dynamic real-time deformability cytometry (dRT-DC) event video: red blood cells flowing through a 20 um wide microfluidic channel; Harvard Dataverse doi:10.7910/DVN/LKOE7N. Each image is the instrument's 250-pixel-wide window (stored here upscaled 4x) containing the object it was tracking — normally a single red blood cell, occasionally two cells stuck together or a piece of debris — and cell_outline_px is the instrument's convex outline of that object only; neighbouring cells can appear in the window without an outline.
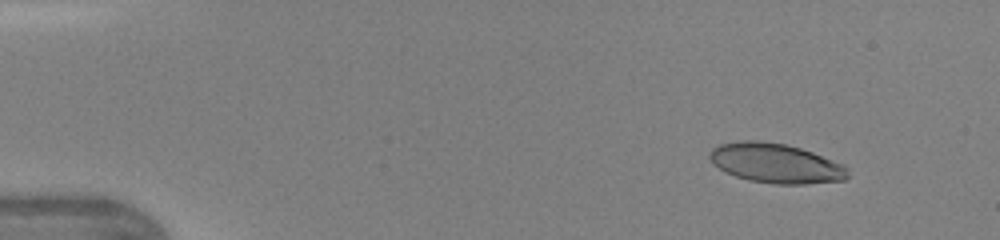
{"species": "human", "species_latin": "Homo sapiens", "temperature_condition": "warm", "stored_images_in_passage": 44, "camera_frame_rate_fps": 3000, "um_per_image_px": 0.085, "donor": {"sex": "female"}, "frame": {"image": 1, "passage_image": 4, "time_ms": 1.0, "image_size_px": [1000, 240], "cell_outline_px": [[848, 176], [844, 180], [804, 184], [776, 184], [748, 180], [736, 176], [720, 168], [708, 156], [712, 148], [720, 144], [744, 140], [760, 140], [784, 144], [800, 148], [812, 152], [844, 164], [848, 168]], "centroid_in_image_um": [65.97, 13.87], "position_along_channel_um": 19.0, "area_um2": 31.67}}
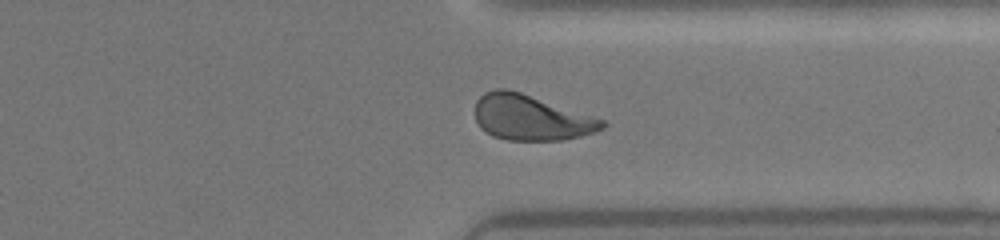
{"frame": {"image": 2, "passage_image": 34, "time_ms": 11.0, "image_size_px": [1000, 240], "cell_outline_px": [[608, 124], [604, 128], [580, 136], [560, 140], [508, 140], [492, 136], [484, 132], [480, 128], [476, 120], [476, 100], [484, 92], [496, 88], [508, 88], [604, 120]], "centroid_in_image_um": [45.08, 10.0], "position_along_channel_um": 366.3, "area_um2": 33.47}}
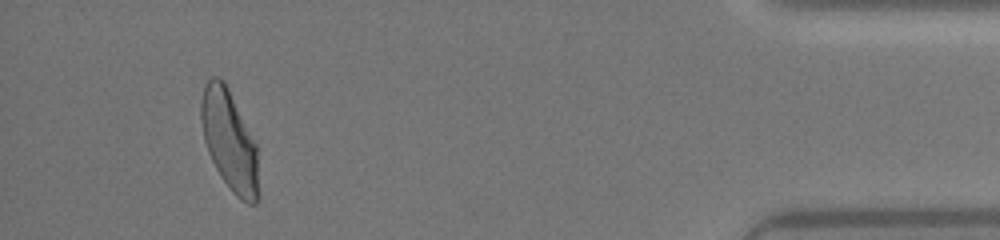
{"frame": {"image": 3, "passage_image": 41, "time_ms": 13.333, "image_size_px": [1000, 240], "cell_outline_px": [[256, 204], [248, 204], [240, 200], [232, 192], [220, 176], [208, 152], [204, 140], [200, 120], [200, 104], [204, 88], [208, 80], [212, 76], [216, 76], [224, 80], [256, 144]], "centroid_in_image_um": [19.45, 11.91], "position_along_channel_um": 415.8, "area_um2": 32.89}}